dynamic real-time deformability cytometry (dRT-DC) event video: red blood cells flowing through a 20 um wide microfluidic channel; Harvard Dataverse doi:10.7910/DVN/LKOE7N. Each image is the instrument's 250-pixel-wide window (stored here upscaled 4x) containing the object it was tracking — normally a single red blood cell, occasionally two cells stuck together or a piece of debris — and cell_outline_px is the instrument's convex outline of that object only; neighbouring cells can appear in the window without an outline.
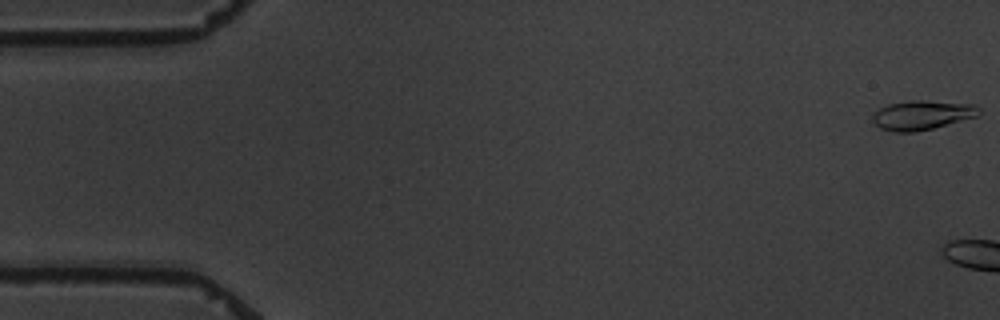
{"species": "common noctule bat (a hibernating species)", "species_latin": "Nyctalus noctula", "temperature_condition": "warm", "stored_images_in_passage": 6, "camera_frame_rate_fps": 3000, "um_per_image_px": 0.085, "animal": {"sex": "male", "body_mass_g": 19.5, "forearm_length_mm": 54.6}, "frame": {"image": 1, "passage_image": 1, "time_ms": 0.0, "image_size_px": [1000, 320], "cell_outline_px": [[980, 112], [976, 116], [932, 128], [916, 132], [892, 132], [880, 128], [872, 120], [872, 112], [888, 104], [912, 100], [920, 100], [976, 104], [980, 108]], "centroid_in_image_um": [78.34, 9.78], "position_along_channel_um": 6.7, "area_um2": 18.15}}
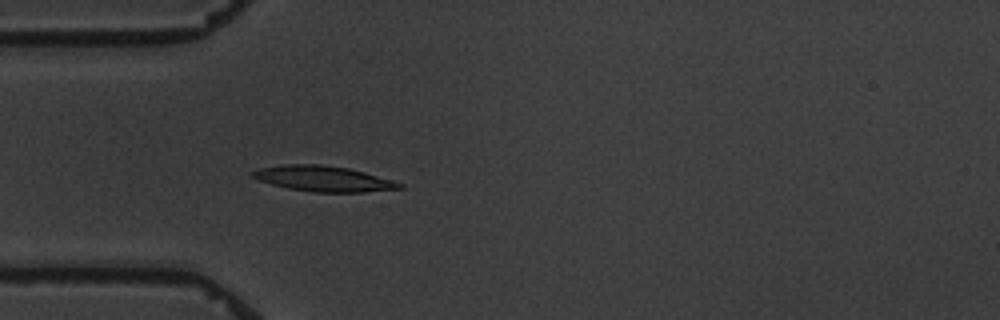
{"frame": {"image": 2, "passage_image": 6, "time_ms": 6.667, "image_size_px": [1000, 320], "cell_outline_px": [[404, 188], [364, 192], [312, 192], [288, 188], [272, 184], [260, 180], [252, 176], [248, 172], [260, 168], [284, 164], [320, 164], [348, 168], [364, 172], [392, 180], [404, 184]], "centroid_in_image_um": [27.49, 15.19], "position_along_channel_um": 57.5, "area_um2": 21.79}}